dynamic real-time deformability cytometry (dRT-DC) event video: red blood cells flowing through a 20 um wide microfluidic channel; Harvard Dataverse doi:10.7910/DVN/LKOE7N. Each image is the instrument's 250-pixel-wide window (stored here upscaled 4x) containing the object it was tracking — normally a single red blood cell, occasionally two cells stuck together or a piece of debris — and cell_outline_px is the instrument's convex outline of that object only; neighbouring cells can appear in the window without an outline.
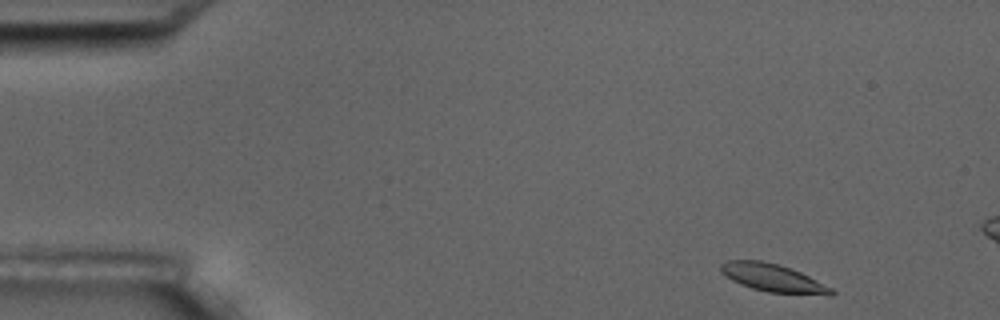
{"species": "common noctule bat (a hibernating species)", "species_latin": "Nyctalus noctula", "temperature_condition": "room temperature", "stored_images_in_passage": 3, "camera_frame_rate_fps": 3000, "um_per_image_px": 0.085, "animal": {"sex": "male", "body_mass_g": 17.5, "forearm_length_mm": 52.3}, "frame": {"image": 1, "passage_image": 1, "time_ms": 0.0, "image_size_px": [1000, 320], "cell_outline_px": [[836, 292], [832, 296], [768, 292], [752, 288], [740, 284], [732, 280], [720, 272], [720, 264], [728, 260], [760, 260], [776, 264], [800, 272], [832, 288]], "centroid_in_image_um": [65.7, 23.64], "position_along_channel_um": 19.3, "area_um2": 17.86}}